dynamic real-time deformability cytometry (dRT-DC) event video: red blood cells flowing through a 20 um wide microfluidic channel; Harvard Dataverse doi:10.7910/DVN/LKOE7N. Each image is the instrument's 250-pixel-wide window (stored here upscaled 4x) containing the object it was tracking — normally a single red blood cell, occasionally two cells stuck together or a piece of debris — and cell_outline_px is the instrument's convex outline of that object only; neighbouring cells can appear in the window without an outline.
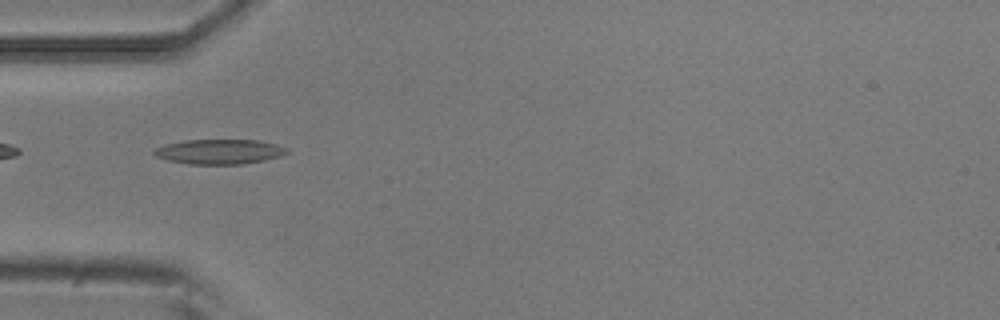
{"species": "common noctule bat (a hibernating species)", "species_latin": "Nyctalus noctula", "temperature_condition": "room temperature", "stored_images_in_passage": 4, "camera_frame_rate_fps": 3000, "um_per_image_px": 0.085, "animal": {"sex": "male", "body_mass_g": 20.5, "forearm_length_mm": 52.5}, "frame": {"image": 1, "passage_image": 3, "time_ms": 0.667, "image_size_px": [1000, 320], "cell_outline_px": [[288, 152], [280, 156], [264, 160], [244, 164], [188, 164], [168, 160], [156, 156], [152, 152], [156, 148], [164, 144], [184, 140], [256, 140], [276, 144], [288, 148]], "centroid_in_image_um": [18.64, 12.89], "position_along_channel_um": 66.4, "area_um2": 19.19}}
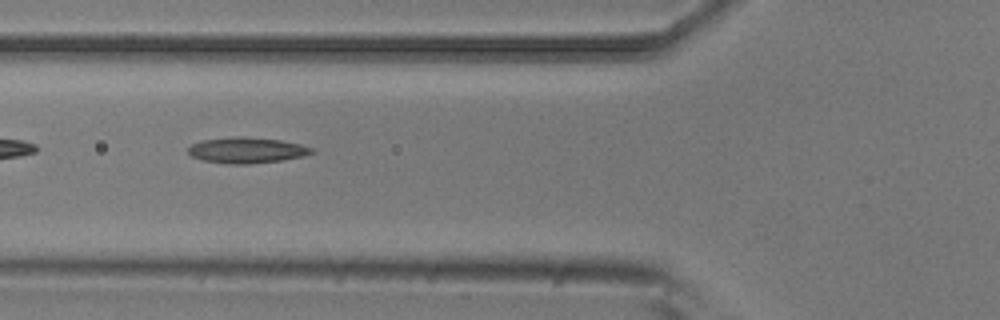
{"frame": {"image": 2, "passage_image": 4, "time_ms": 1.0, "image_size_px": [1000, 320], "cell_outline_px": [[316, 152], [304, 156], [280, 160], [248, 164], [228, 164], [204, 160], [192, 156], [188, 152], [188, 148], [192, 144], [204, 140], [236, 136], [244, 136], [280, 140], [300, 144], [312, 148]], "centroid_in_image_um": [20.99, 12.76], "position_along_channel_um": 104.8, "area_um2": 18.44}}